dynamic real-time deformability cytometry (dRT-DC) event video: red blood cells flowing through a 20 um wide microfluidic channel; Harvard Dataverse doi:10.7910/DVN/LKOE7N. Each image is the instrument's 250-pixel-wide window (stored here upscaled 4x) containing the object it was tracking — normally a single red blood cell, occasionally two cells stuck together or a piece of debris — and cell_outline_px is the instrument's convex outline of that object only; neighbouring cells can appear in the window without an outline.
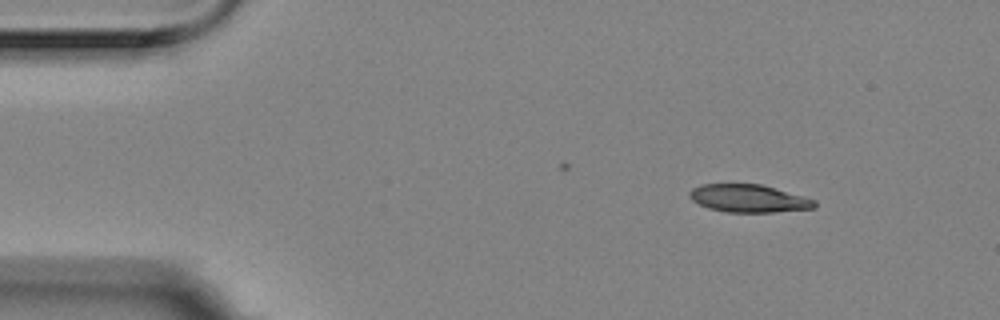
{"species": "Egyptian fruit bat (a non-hibernating species)", "species_latin": "Rousettus aegyptiacus", "temperature_condition": "room temperature", "stored_images_in_passage": 8, "camera_frame_rate_fps": 3000, "um_per_image_px": 0.085, "animal": {"sex": "female"}, "frame": {"image": 1, "passage_image": 1, "time_ms": 0.0, "image_size_px": [1000, 320], "cell_outline_px": [[816, 208], [772, 212], [728, 212], [708, 208], [692, 200], [688, 196], [688, 192], [692, 188], [700, 184], [760, 184], [816, 200]], "centroid_in_image_um": [63.6, 16.86], "position_along_channel_um": 21.4, "area_um2": 20.11}}
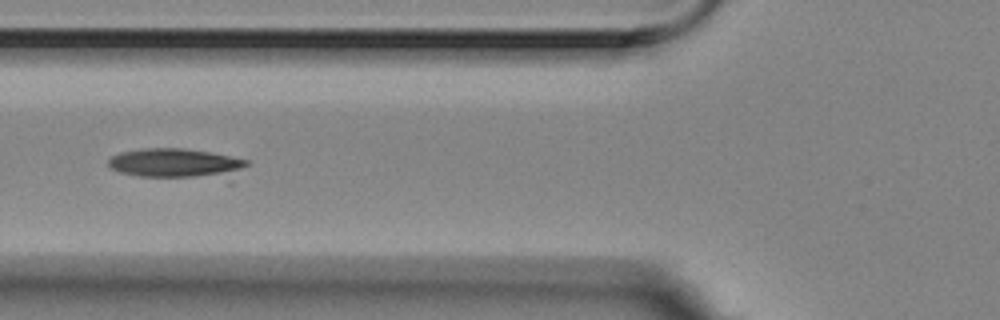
{"frame": {"image": 2, "passage_image": 5, "time_ms": 1.333, "image_size_px": [1000, 320], "cell_outline_px": [[248, 164], [232, 184], [228, 184], [140, 176], [120, 172], [108, 168], [108, 160], [112, 156], [120, 152], [144, 148], [184, 148], [212, 152], [248, 160]], "centroid_in_image_um": [15.23, 14.0], "position_along_channel_um": 110.6, "area_um2": 26.59}}
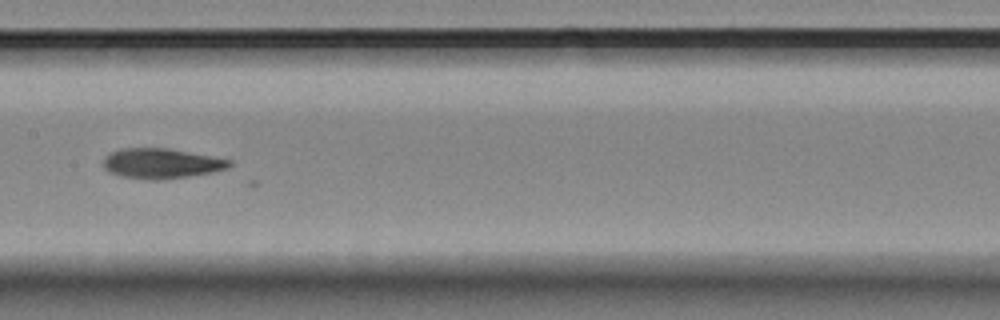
{"frame": {"image": 3, "passage_image": 7, "time_ms": 2.0, "image_size_px": [1000, 320], "cell_outline_px": [[232, 164], [228, 168], [212, 172], [188, 176], [156, 180], [148, 180], [120, 176], [108, 172], [104, 168], [104, 156], [120, 148], [168, 148], [212, 156], [232, 160]], "centroid_in_image_um": [13.7, 13.89], "position_along_channel_um": 193.7, "area_um2": 22.14}}